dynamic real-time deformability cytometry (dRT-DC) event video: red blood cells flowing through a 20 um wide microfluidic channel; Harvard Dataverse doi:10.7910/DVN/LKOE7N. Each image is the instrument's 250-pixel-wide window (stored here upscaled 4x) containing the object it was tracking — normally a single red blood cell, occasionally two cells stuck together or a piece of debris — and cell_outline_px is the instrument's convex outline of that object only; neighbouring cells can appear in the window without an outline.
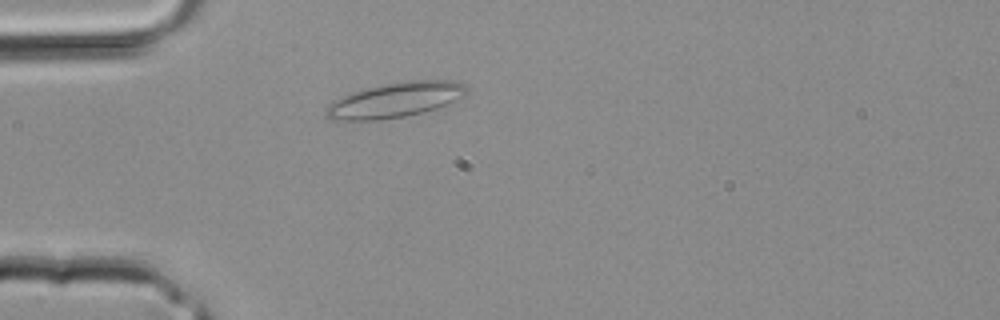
{"species": "common noctule bat (a hibernating species)", "species_latin": "Nyctalus noctula", "temperature_condition": "room temperature", "stored_images_in_passage": 3, "camera_frame_rate_fps": 3000, "um_per_image_px": 0.085, "animal": {"sex": "male", "body_mass_g": 20.4}, "frame": {"image": 1, "passage_image": 3, "time_ms": 0.667, "image_size_px": [1000, 320], "cell_outline_px": [[468, 88], [464, 96], [436, 108], [424, 112], [404, 116], [380, 120], [332, 120], [324, 112], [336, 100], [352, 92], [368, 88], [408, 80], [452, 80], [464, 84]], "centroid_in_image_um": [33.64, 8.5], "position_along_channel_um": 51.4, "area_um2": 28.09}}